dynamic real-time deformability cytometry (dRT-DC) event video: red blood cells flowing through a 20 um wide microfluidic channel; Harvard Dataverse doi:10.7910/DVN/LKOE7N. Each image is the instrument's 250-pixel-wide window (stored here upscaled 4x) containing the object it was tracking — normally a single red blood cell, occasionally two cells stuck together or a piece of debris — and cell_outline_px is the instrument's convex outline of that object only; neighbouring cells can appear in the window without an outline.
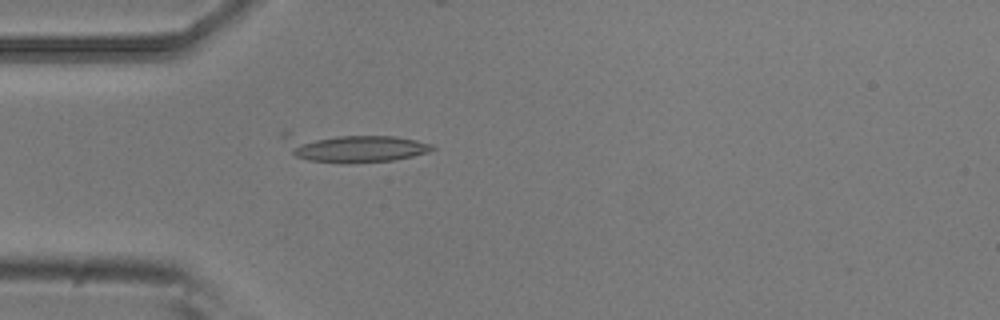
{"species": "common noctule bat (a hibernating species)", "species_latin": "Nyctalus noctula", "temperature_condition": "room temperature", "stored_images_in_passage": 4, "camera_frame_rate_fps": 3000, "um_per_image_px": 0.085, "animal": {"sex": "male", "body_mass_g": 20.5, "forearm_length_mm": 52.5}, "frame": {"image": 1, "passage_image": 4, "time_ms": 1.0, "image_size_px": [1000, 320], "cell_outline_px": [[436, 148], [428, 152], [412, 156], [392, 160], [352, 164], [340, 164], [308, 160], [296, 156], [292, 152], [280, 136], [280, 132], [288, 132], [396, 136], [416, 140], [432, 144]], "centroid_in_image_um": [29.95, 12.53], "position_along_channel_um": 55.0, "area_um2": 25.66}}